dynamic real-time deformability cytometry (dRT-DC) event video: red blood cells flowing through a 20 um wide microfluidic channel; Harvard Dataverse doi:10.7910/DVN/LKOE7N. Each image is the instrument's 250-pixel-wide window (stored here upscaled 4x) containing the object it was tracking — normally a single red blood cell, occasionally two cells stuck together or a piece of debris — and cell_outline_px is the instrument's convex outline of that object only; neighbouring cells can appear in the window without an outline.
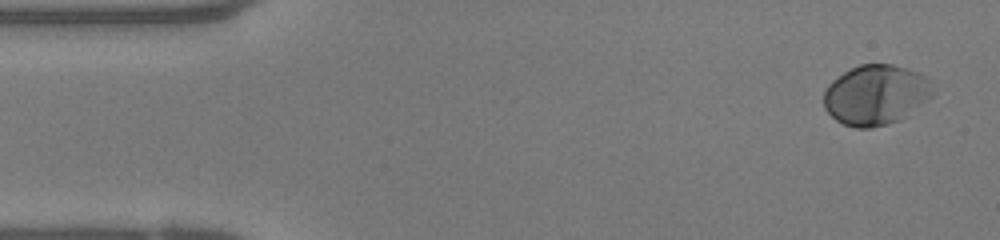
{"species": "human", "species_latin": "Homo sapiens", "temperature_condition": "warm", "stored_images_in_passage": 48, "camera_frame_rate_fps": 3000, "um_per_image_px": 0.085, "donor": {"sex": "female"}, "frame": {"image": 1, "passage_image": 1, "time_ms": 0.0, "image_size_px": [1000, 240], "cell_outline_px": [[932, 96], [900, 120], [888, 124], [872, 128], [856, 128], [844, 124], [836, 120], [824, 108], [824, 92], [828, 84], [832, 80], [844, 72], [860, 64], [892, 64], [908, 68], [924, 76], [928, 80], [932, 92]], "centroid_in_image_um": [74.4, 8.07], "position_along_channel_um": 10.6, "area_um2": 37.92}}
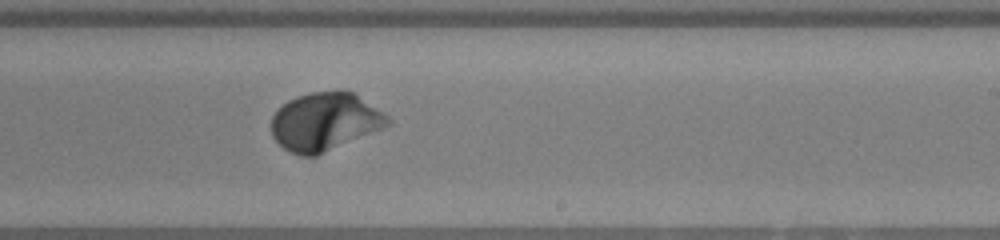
{"frame": {"image": 2, "passage_image": 28, "time_ms": 9.0, "image_size_px": [1000, 240], "cell_outline_px": [[392, 124], [384, 128], [316, 156], [300, 156], [284, 148], [272, 136], [272, 116], [288, 100], [296, 96], [312, 92], [352, 92], [384, 112], [392, 120]], "centroid_in_image_um": [27.64, 10.36], "position_along_channel_um": 261.4, "area_um2": 39.07}}
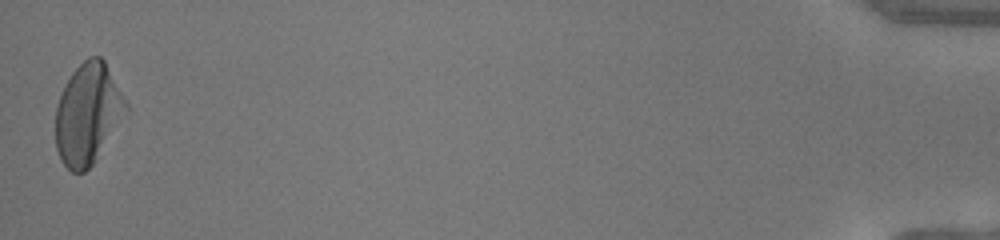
{"frame": {"image": 3, "passage_image": 48, "time_ms": 15.667, "image_size_px": [1000, 240], "cell_outline_px": [[128, 108], [96, 160], [84, 172], [72, 172], [60, 160], [56, 148], [56, 104], [64, 84], [72, 72], [88, 56], [100, 56], [104, 60], [128, 104]], "centroid_in_image_um": [7.44, 9.66], "position_along_channel_um": 427.8, "area_um2": 41.04}, "authors_computed_cell_mechanics": {"area_um2": 37.6567, "velocity_mm_per_s": 4.0436, "shape_relaxation_time_tau1_ms": 2.0991, "shape_relaxation_time_tau2_ms": null, "deformation_change_tau1": 0.1503, "deformation_change_tau2": null}}